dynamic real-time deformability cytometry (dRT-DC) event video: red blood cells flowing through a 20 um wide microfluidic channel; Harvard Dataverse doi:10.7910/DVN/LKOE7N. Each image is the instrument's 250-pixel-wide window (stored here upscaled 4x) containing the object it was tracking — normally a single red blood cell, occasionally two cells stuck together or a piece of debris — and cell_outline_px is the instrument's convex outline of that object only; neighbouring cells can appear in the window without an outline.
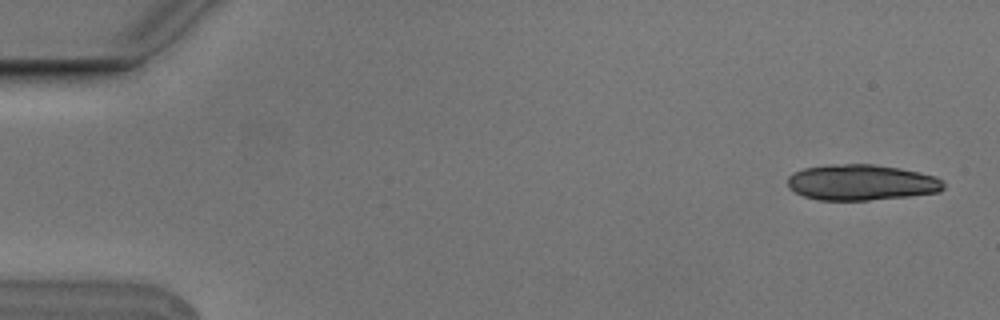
{"species": "Egyptian fruit bat (a non-hibernating species)", "species_latin": "Rousettus aegyptiacus", "temperature_condition": "cold", "stored_images_in_passage": 6, "camera_frame_rate_fps": 3000, "um_per_image_px": 0.085, "animal": {"sex": "male"}, "frame": {"image": 1, "passage_image": 1, "time_ms": 0.0, "image_size_px": [1000, 320], "cell_outline_px": [[944, 188], [940, 192], [908, 196], [868, 200], [820, 200], [804, 196], [788, 188], [788, 176], [804, 168], [832, 164], [872, 164], [900, 168], [936, 176], [944, 184]], "centroid_in_image_um": [73.22, 15.5], "position_along_channel_um": 11.8, "area_um2": 32.43}}